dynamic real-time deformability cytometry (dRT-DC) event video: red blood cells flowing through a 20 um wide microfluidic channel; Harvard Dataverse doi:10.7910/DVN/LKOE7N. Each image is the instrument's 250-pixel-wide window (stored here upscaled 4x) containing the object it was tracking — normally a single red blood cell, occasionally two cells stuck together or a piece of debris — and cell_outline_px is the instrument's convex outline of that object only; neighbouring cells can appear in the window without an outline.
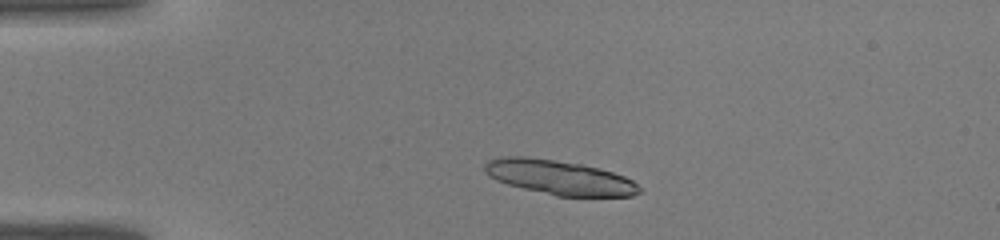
{"species": "common noctule bat (a hibernating species)", "species_latin": "Nyctalus noctula", "temperature_condition": "warm", "stored_images_in_passage": 33, "segment_of_instrument_passage": [1, 2], "camera_frame_rate_fps": 3000, "um_per_image_px": 0.085, "animal": {"sex": "male", "body_mass_g": 19.0, "forearm_length_mm": 50.8}, "frame": {"image": 1, "passage_image": 1, "time_ms": 0.0, "image_size_px": [1000, 240], "cell_outline_px": [[640, 192], [632, 196], [556, 196], [508, 184], [496, 180], [488, 176], [484, 172], [484, 164], [488, 160], [504, 156], [524, 156], [584, 164], [612, 172], [624, 176], [632, 180], [640, 188]], "centroid_in_image_um": [47.52, 15.07], "position_along_channel_um": 37.5, "area_um2": 30.98}}